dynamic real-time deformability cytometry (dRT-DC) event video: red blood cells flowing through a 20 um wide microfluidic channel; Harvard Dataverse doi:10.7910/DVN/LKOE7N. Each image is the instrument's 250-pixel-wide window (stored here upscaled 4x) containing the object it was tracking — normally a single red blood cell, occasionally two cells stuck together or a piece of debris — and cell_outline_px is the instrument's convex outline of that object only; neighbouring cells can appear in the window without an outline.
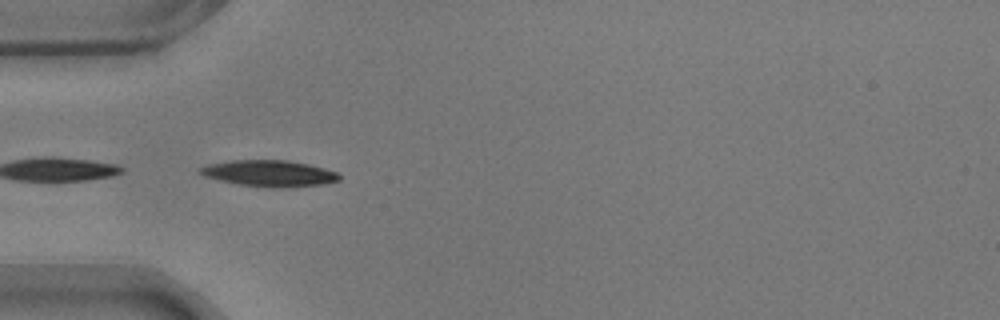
{"species": "common noctule bat (a hibernating species)", "species_latin": "Nyctalus noctula", "temperature_condition": "warm", "stored_images_in_passage": 44, "camera_frame_rate_fps": 3000, "um_per_image_px": 0.085, "animal": {"sex": "male", "body_mass_g": 17.9}, "frame": {"image": 1, "passage_image": 5, "time_ms": 1.333, "image_size_px": [1000, 320], "cell_outline_px": [[340, 180], [324, 184], [288, 188], [264, 188], [236, 184], [204, 176], [200, 172], [200, 168], [208, 164], [232, 160], [288, 160], [308, 164], [324, 168], [336, 172], [340, 176]], "centroid_in_image_um": [22.91, 14.75], "position_along_channel_um": 62.1, "area_um2": 21.5}}
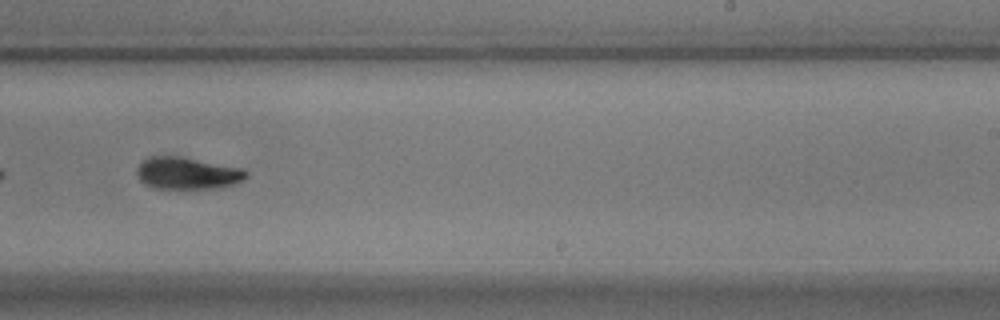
{"frame": {"image": 2, "passage_image": 23, "time_ms": 7.333, "image_size_px": [1000, 320], "cell_outline_px": [[248, 176], [244, 180], [236, 184], [220, 188], [152, 188], [144, 184], [140, 180], [136, 172], [136, 168], [148, 156], [180, 156], [244, 168], [248, 172]], "centroid_in_image_um": [15.96, 14.72], "position_along_channel_um": 273.0, "area_um2": 20.69}}
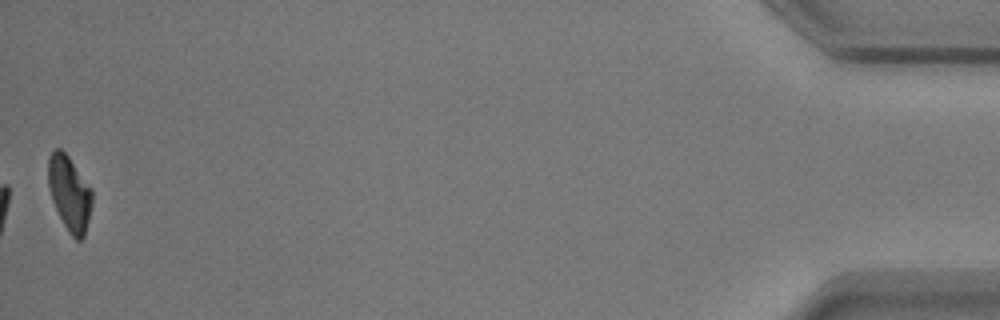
{"frame": {"image": 3, "passage_image": 44, "time_ms": 14.333, "image_size_px": [1000, 320], "cell_outline_px": [[92, 204], [84, 236], [80, 240], [76, 240], [68, 232], [52, 200], [48, 184], [48, 156], [56, 148], [60, 148], [68, 156], [92, 188]], "centroid_in_image_um": [5.91, 16.41], "position_along_channel_um": 429.3, "area_um2": 19.02}, "authors_computed_cell_mechanics": {"area_um2": 20.6924, "velocity_mm_per_s": 3.5454, "shape_relaxation_time_tau1_ms": 3.6824, "shape_relaxation_time_tau2_ms": 5.2976, "deformation_change_tau1": 0.153, "deformation_change_tau2": 0.0967}}